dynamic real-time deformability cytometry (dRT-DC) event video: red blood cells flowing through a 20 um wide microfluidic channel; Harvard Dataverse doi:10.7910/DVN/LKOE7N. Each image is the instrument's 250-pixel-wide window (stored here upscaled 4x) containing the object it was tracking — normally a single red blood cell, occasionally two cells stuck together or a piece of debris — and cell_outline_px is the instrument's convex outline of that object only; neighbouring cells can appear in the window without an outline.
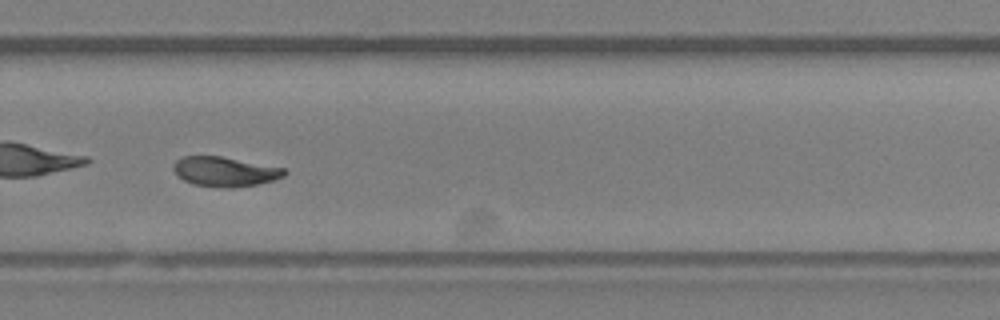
{"species": "Egyptian fruit bat (a non-hibernating species)", "species_latin": "Rousettus aegyptiacus", "temperature_condition": "room temperature", "stored_images_in_passage": 44, "camera_frame_rate_fps": 3000, "um_per_image_px": 0.085, "animal": {"sex": "female"}, "frame": {"image": 1, "passage_image": 26, "time_ms": 8.333, "image_size_px": [1000, 320], "cell_outline_px": [[288, 172], [284, 176], [272, 180], [256, 184], [232, 188], [228, 188], [192, 184], [184, 180], [172, 168], [172, 164], [180, 156], [220, 156], [288, 168]], "centroid_in_image_um": [19.13, 14.57], "position_along_channel_um": 310.7, "area_um2": 19.25}, "authors_computed_cell_mechanics": {"area_um2": 19.3919, "velocity_mm_per_s": 3.9232, "shape_relaxation_time_tau1_ms": 1.6963, "shape_relaxation_time_tau2_ms": 3.4213, "deformation_change_tau1": 0.2424, "deformation_change_tau2": 0.0894}}